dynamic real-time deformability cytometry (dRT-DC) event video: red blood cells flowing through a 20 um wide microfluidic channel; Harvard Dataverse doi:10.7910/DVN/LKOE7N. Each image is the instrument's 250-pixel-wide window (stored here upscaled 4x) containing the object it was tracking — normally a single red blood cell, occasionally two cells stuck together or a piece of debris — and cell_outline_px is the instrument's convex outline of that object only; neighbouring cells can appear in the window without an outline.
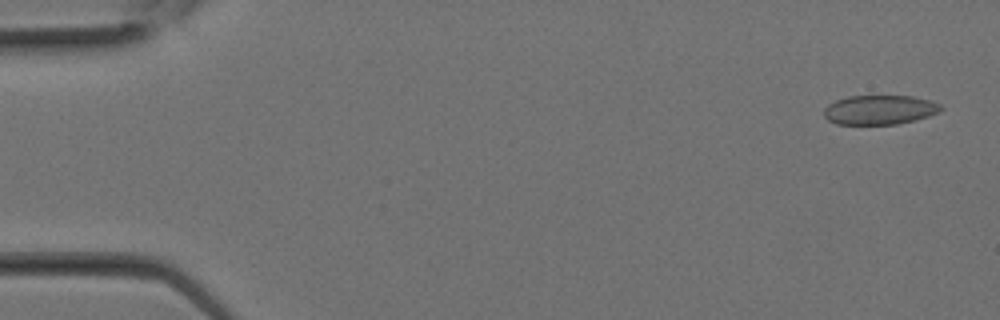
{"species": "Egyptian fruit bat (a non-hibernating species)", "species_latin": "Rousettus aegyptiacus", "temperature_condition": "room temperature", "stored_images_in_passage": 9, "camera_frame_rate_fps": 3000, "um_per_image_px": 0.085, "animal": {"sex": "female"}, "frame": {"image": 1, "passage_image": 1, "time_ms": 0.0, "image_size_px": [1000, 320], "cell_outline_px": [[944, 108], [940, 112], [916, 120], [896, 124], [836, 124], [828, 120], [824, 116], [824, 108], [828, 104], [836, 100], [848, 96], [912, 96], [928, 100], [940, 104]], "centroid_in_image_um": [74.77, 9.34], "position_along_channel_um": 10.2, "area_um2": 20.06}}